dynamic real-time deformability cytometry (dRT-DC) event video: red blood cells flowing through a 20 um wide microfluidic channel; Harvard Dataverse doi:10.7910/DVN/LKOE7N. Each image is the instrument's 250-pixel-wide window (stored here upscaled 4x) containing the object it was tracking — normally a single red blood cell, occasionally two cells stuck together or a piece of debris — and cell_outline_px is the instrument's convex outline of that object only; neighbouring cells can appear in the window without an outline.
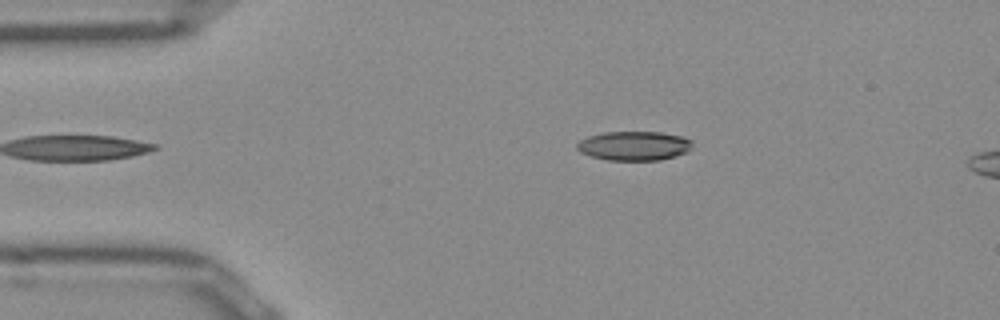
{"species": "Egyptian fruit bat (a non-hibernating species)", "species_latin": "Rousettus aegyptiacus", "temperature_condition": "room temperature", "stored_images_in_passage": 38, "camera_frame_rate_fps": 3000, "um_per_image_px": 0.085, "frame": {"image": 1, "passage_image": 3, "time_ms": 0.667, "image_size_px": [1000, 320], "cell_outline_px": [[692, 148], [688, 152], [676, 156], [660, 160], [608, 160], [592, 156], [580, 152], [576, 148], [576, 144], [580, 140], [588, 136], [604, 132], [660, 132], [684, 136], [692, 140]], "centroid_in_image_um": [53.93, 12.39], "position_along_channel_um": 31.1, "area_um2": 19.83}}
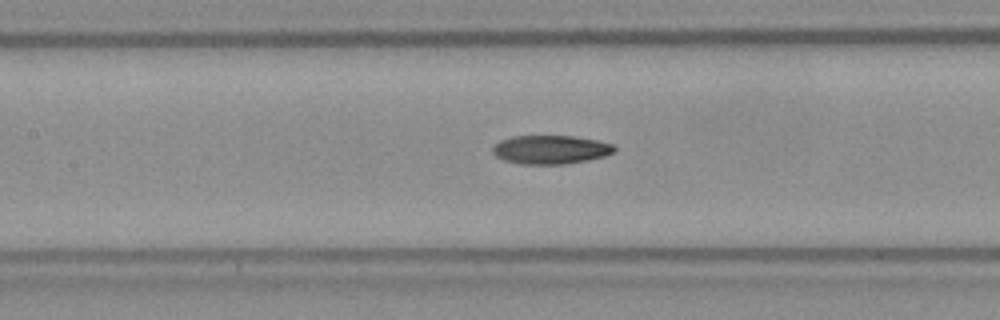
{"frame": {"image": 2, "passage_image": 16, "time_ms": 5.0, "image_size_px": [1000, 320], "cell_outline_px": [[616, 148], [612, 152], [604, 156], [564, 164], [520, 164], [504, 160], [496, 156], [492, 152], [492, 148], [500, 140], [512, 136], [572, 136], [596, 140], [612, 144]], "centroid_in_image_um": [46.75, 12.71], "position_along_channel_um": 160.6, "area_um2": 20.11}}
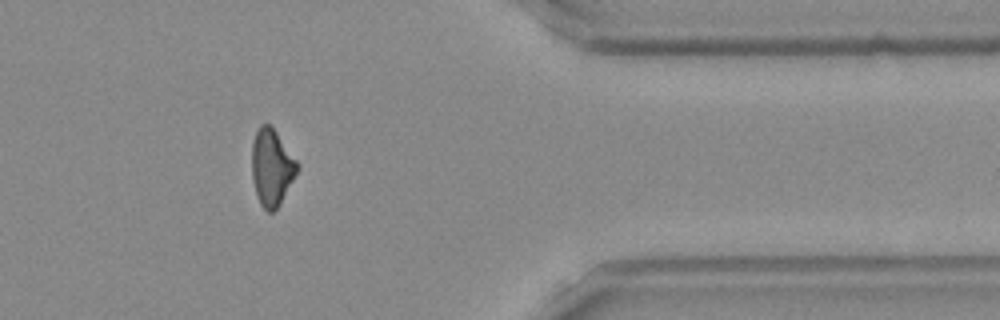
{"frame": {"image": 3, "passage_image": 35, "time_ms": 11.333, "image_size_px": [1000, 320], "cell_outline_px": [[300, 164], [292, 180], [276, 208], [272, 212], [268, 212], [260, 204], [256, 192], [252, 176], [252, 140], [260, 124], [268, 124], [276, 132]], "centroid_in_image_um": [23.07, 14.19], "position_along_channel_um": 388.3, "area_um2": 19.77}, "authors_computed_cell_mechanics": {"area_um2": 20.4901, "velocity_mm_per_s": 3.9533, "shape_relaxation_time_tau1_ms": null, "shape_relaxation_time_tau2_ms": 9.0165, "deformation_change_tau1": null, "deformation_change_tau2": 0.2006}}